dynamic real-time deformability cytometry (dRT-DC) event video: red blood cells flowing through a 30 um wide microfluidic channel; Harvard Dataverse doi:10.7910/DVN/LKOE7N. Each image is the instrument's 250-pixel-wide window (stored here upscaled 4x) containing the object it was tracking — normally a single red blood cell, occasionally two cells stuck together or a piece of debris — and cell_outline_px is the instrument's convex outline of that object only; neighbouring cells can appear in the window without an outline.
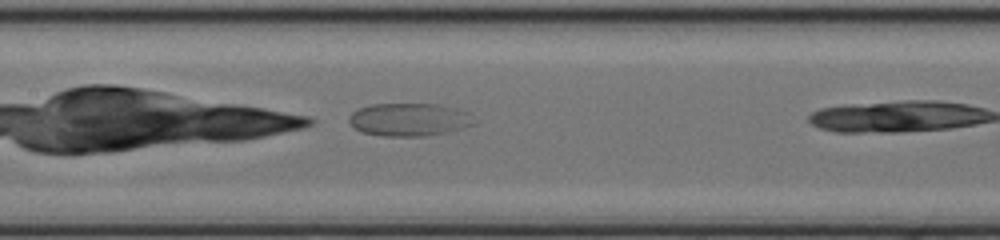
{"species": "common noctule bat (a hibernating species)", "species_latin": "Nyctalus noctula", "temperature_condition": "cold", "stored_images_in_passage": 18, "camera_frame_rate_fps": 3000, "um_per_image_px": 0.085, "animal": {"sex": "female", "body_mass_g": 17.0, "forearm_length_mm": 48.0}, "frame": {"image": 1, "passage_image": 8, "time_ms": 2.333, "image_size_px": [1000, 240], "cell_outline_px": [[476, 124], [444, 132], [424, 136], [384, 136], [364, 132], [356, 128], [348, 120], [348, 116], [352, 112], [360, 108], [372, 104], [436, 104], [456, 108], [464, 112]], "centroid_in_image_um": [34.72, 10.16], "position_along_channel_um": 172.7, "area_um2": 23.47}}
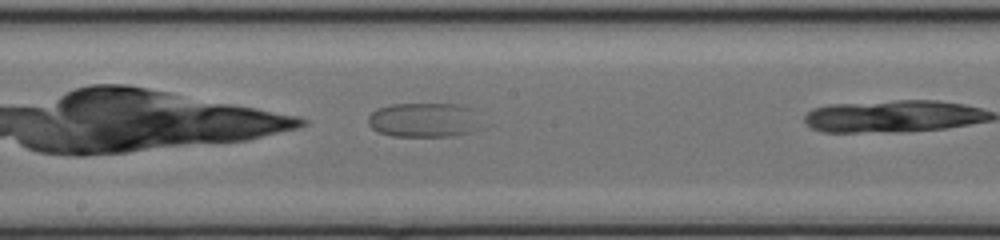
{"frame": {"image": 2, "passage_image": 11, "time_ms": 3.333, "image_size_px": [1000, 240], "cell_outline_px": [[468, 132], [452, 136], [392, 136], [380, 132], [372, 128], [368, 124], [368, 116], [372, 112], [380, 108], [392, 104], [464, 104], [468, 108]], "centroid_in_image_um": [35.75, 10.19], "position_along_channel_um": 212.4, "area_um2": 21.21}}